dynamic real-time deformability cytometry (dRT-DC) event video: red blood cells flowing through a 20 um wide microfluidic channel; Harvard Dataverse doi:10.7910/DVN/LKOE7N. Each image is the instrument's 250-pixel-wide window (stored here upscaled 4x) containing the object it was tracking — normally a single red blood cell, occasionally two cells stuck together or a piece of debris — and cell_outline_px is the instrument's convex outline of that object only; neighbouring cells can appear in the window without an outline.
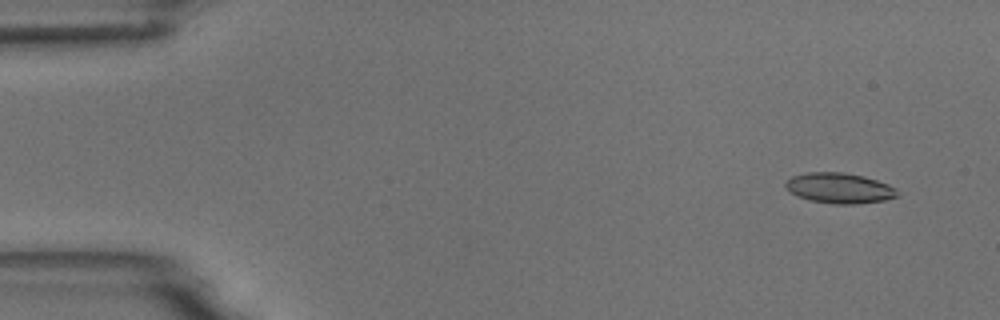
{"species": "common noctule bat (a hibernating species)", "species_latin": "Nyctalus noctula", "temperature_condition": "room temperature", "stored_images_in_passage": 5, "camera_frame_rate_fps": 3000, "um_per_image_px": 0.085, "animal": {"sex": "male", "body_mass_g": 18.8}, "frame": {"image": 1, "passage_image": 1, "time_ms": 0.0, "image_size_px": [1000, 320], "cell_outline_px": [[900, 196], [884, 200], [856, 204], [832, 204], [808, 200], [796, 196], [784, 184], [792, 176], [808, 172], [840, 172], [864, 176], [888, 184], [896, 188]], "centroid_in_image_um": [71.37, 16.0], "position_along_channel_um": 13.6, "area_um2": 19.83}}
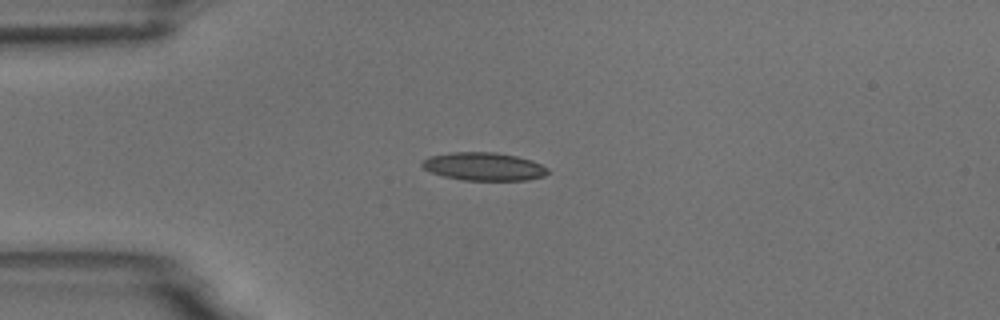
{"frame": {"image": 2, "passage_image": 4, "time_ms": 3.333, "image_size_px": [1000, 320], "cell_outline_px": [[548, 172], [544, 176], [528, 180], [464, 180], [444, 176], [432, 172], [424, 168], [420, 164], [428, 156], [452, 152], [496, 152], [516, 156], [532, 160], [548, 168]], "centroid_in_image_um": [41.13, 14.15], "position_along_channel_um": 43.9, "area_um2": 20.52}}